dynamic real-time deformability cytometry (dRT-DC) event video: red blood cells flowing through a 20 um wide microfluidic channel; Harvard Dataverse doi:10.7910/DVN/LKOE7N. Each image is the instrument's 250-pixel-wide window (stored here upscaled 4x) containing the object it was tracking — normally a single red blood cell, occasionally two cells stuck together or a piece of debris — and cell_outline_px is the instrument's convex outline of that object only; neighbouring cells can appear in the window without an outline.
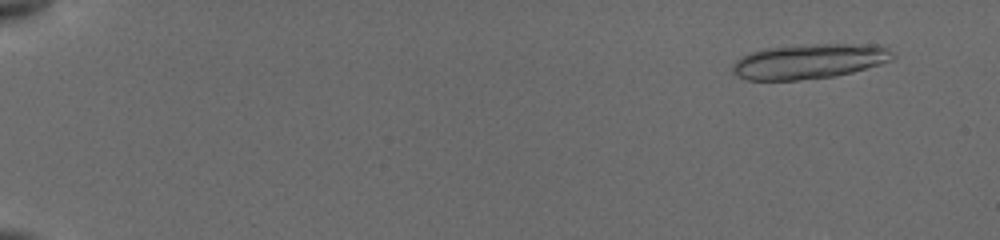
{"species": "common noctule bat (a hibernating species)", "species_latin": "Nyctalus noctula", "temperature_condition": "cold", "stored_images_in_passage": 19, "camera_frame_rate_fps": 3000, "um_per_image_px": 0.085, "animal": {"sex": "female", "body_mass_g": 19.5, "forearm_length_mm": 54.1}, "frame": {"image": 1, "passage_image": 3, "time_ms": 1.0, "image_size_px": [1000, 240], "cell_outline_px": [[896, 56], [892, 60], [880, 64], [852, 72], [832, 76], [796, 80], [748, 80], [732, 72], [732, 64], [736, 60], [752, 52], [764, 48], [812, 44], [880, 44], [888, 48]], "centroid_in_image_um": [68.83, 5.2], "position_along_channel_um": 16.2, "area_um2": 32.48}}